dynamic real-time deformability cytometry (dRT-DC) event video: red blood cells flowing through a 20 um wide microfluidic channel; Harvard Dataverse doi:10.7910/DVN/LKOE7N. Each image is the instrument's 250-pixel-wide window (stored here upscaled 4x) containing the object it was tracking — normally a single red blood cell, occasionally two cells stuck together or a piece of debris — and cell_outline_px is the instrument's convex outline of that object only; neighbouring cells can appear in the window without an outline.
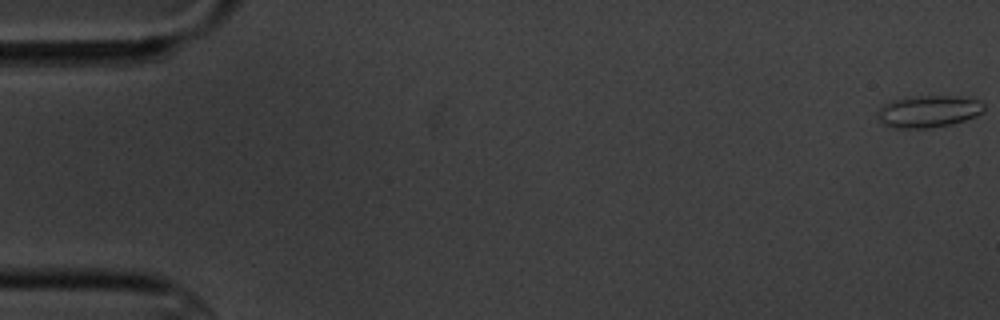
{"species": "common noctule bat (a hibernating species)", "species_latin": "Nyctalus noctula", "temperature_condition": "cold", "stored_images_in_passage": 7, "camera_frame_rate_fps": 3000, "um_per_image_px": 0.085, "animal": {"sex": "male", "body_mass_g": 20.1, "forearm_length_mm": 53.5}, "frame": {"image": 1, "passage_image": 1, "time_ms": 0.0, "image_size_px": [1000, 320], "cell_outline_px": [[984, 112], [976, 116], [952, 124], [928, 128], [892, 128], [884, 124], [876, 116], [876, 112], [884, 104], [892, 100], [916, 96], [960, 96], [980, 100], [984, 104]], "centroid_in_image_um": [78.93, 9.47], "position_along_channel_um": 6.1, "area_um2": 20.0}}
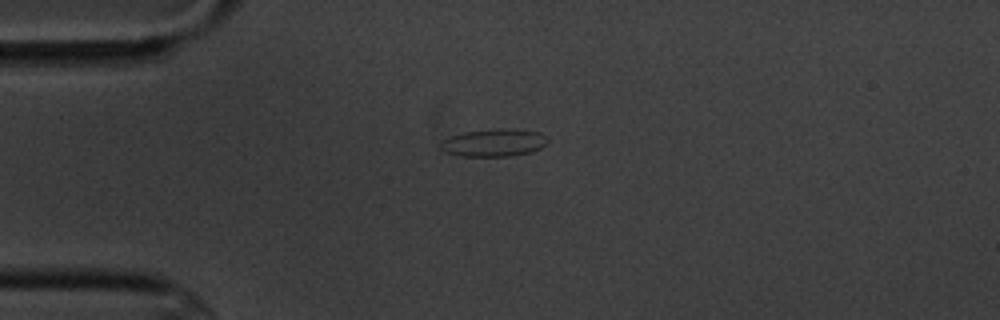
{"frame": {"image": 2, "passage_image": 5, "time_ms": 4.667, "image_size_px": [1000, 320], "cell_outline_px": [[548, 140], [540, 148], [532, 152], [508, 156], [460, 156], [444, 152], [440, 148], [440, 140], [464, 132], [516, 128], [540, 132], [548, 136]], "centroid_in_image_um": [41.99, 12.13], "position_along_channel_um": 43.0, "area_um2": 17.22}}
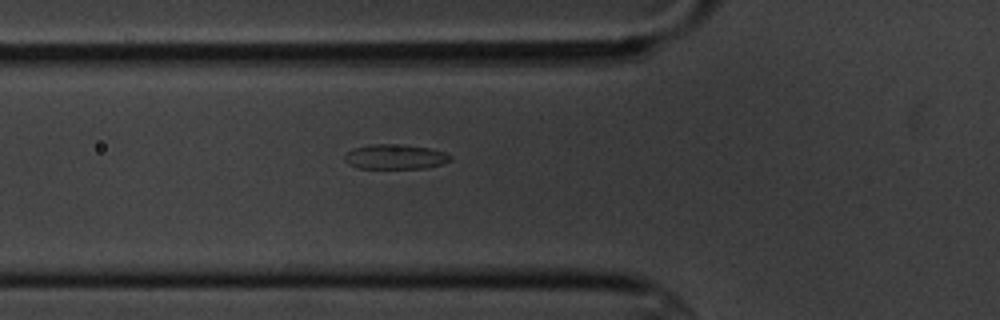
{"frame": {"image": 3, "passage_image": 7, "time_ms": 6.667, "image_size_px": [1000, 320], "cell_outline_px": [[452, 160], [428, 168], [356, 168], [348, 164], [344, 160], [344, 156], [352, 148], [372, 144], [404, 144], [428, 148], [444, 152], [452, 156]], "centroid_in_image_um": [33.57, 13.32], "position_along_channel_um": 92.2, "area_um2": 15.37}}